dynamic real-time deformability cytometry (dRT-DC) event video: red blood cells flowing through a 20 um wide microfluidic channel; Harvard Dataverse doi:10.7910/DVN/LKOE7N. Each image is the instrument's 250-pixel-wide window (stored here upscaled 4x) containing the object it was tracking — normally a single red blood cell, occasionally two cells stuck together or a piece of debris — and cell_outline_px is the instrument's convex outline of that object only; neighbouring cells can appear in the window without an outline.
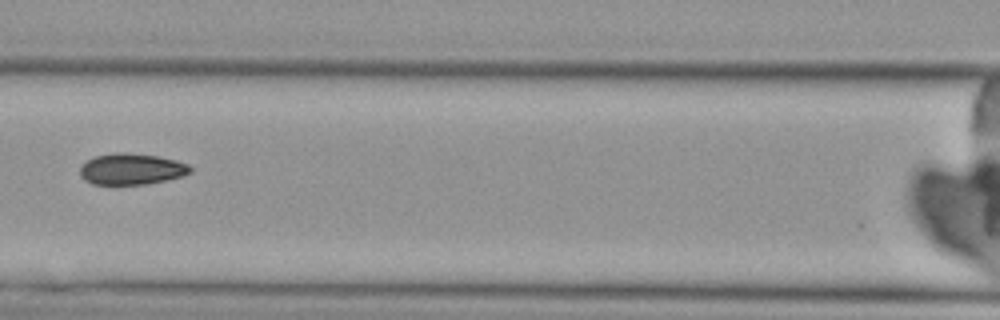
{"species": "Egyptian fruit bat (a non-hibernating species)", "species_latin": "Rousettus aegyptiacus", "temperature_condition": "cold", "stored_images_in_passage": 8, "camera_frame_rate_fps": 3000, "um_per_image_px": 0.085, "animal": {"sex": "female"}, "frame": {"image": 1, "passage_image": 5, "time_ms": 4.667, "image_size_px": [1000, 320], "cell_outline_px": [[192, 172], [168, 180], [144, 184], [92, 184], [84, 180], [80, 176], [80, 164], [96, 156], [116, 152], [124, 152], [156, 156], [176, 160], [188, 164], [192, 168]], "centroid_in_image_um": [11.16, 14.37], "position_along_channel_um": 155.4, "area_um2": 20.06}}
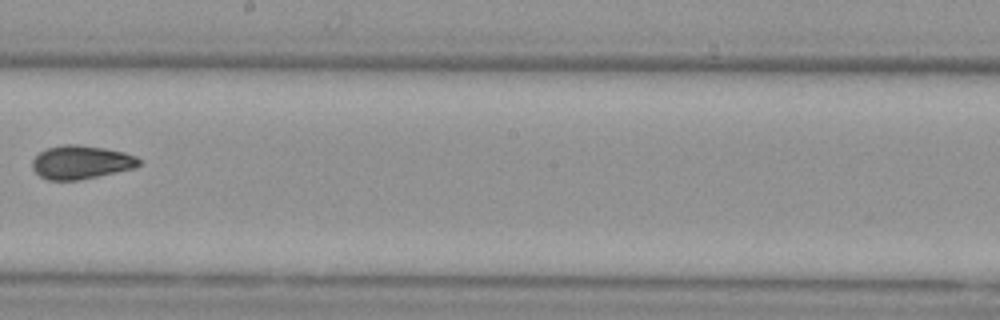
{"frame": {"image": 2, "passage_image": 7, "time_ms": 7.0, "image_size_px": [1000, 320], "cell_outline_px": [[144, 160], [136, 168], [80, 180], [48, 180], [40, 176], [32, 168], [32, 160], [40, 152], [48, 148], [64, 144], [76, 144], [104, 148], [124, 152], [136, 156]], "centroid_in_image_um": [6.93, 13.79], "position_along_channel_um": 241.3, "area_um2": 20.98}}
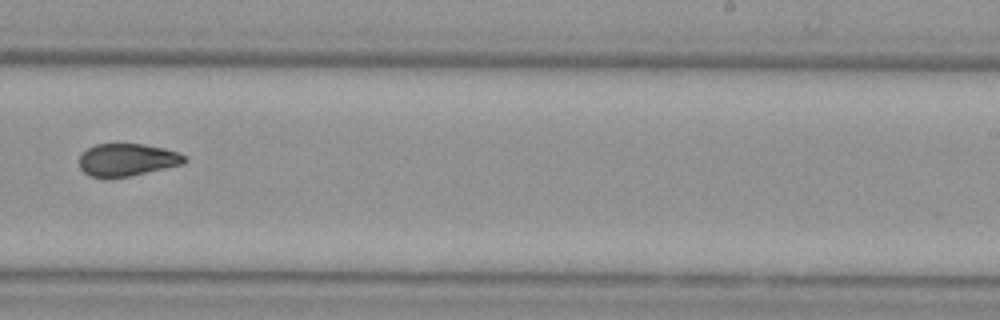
{"frame": {"image": 3, "passage_image": 8, "time_ms": 8.0, "image_size_px": [1000, 320], "cell_outline_px": [[188, 160], [184, 164], [128, 176], [104, 180], [88, 176], [80, 168], [80, 156], [88, 148], [96, 144], [144, 144], [164, 148], [180, 152]], "centroid_in_image_um": [10.8, 13.61], "position_along_channel_um": 278.2, "area_um2": 20.23}}